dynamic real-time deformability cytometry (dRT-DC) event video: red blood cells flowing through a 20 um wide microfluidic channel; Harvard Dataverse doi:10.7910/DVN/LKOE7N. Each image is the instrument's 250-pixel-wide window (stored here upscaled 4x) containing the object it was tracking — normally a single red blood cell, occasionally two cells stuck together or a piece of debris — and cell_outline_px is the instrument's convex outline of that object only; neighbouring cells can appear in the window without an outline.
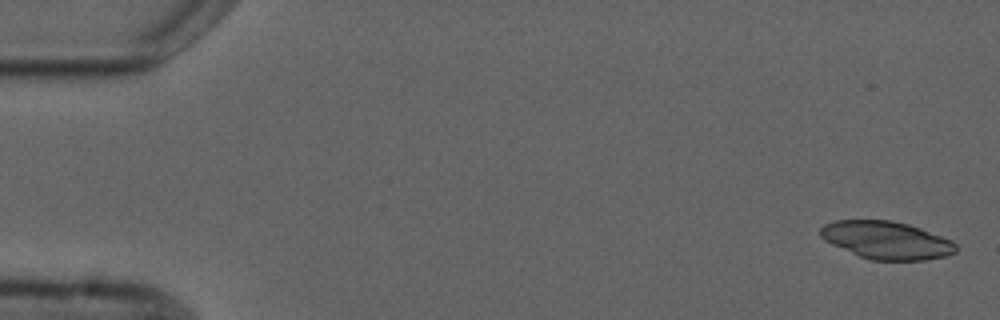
{"species": "common noctule bat (a hibernating species)", "species_latin": "Nyctalus noctula", "temperature_condition": "cold", "stored_images_in_passage": 5, "camera_frame_rate_fps": 3000, "um_per_image_px": 0.085, "animal": {"sex": "male", "forearm_length_mm": 52.5}, "frame": {"image": 1, "passage_image": 1, "time_ms": 0.0, "image_size_px": [1000, 320], "cell_outline_px": [[956, 252], [944, 256], [924, 260], [872, 260], [860, 256], [832, 244], [824, 240], [820, 236], [820, 228], [824, 224], [836, 220], [892, 220], [908, 224], [920, 228], [952, 240], [956, 244]], "centroid_in_image_um": [75.34, 20.41], "position_along_channel_um": 9.7, "area_um2": 29.65}}